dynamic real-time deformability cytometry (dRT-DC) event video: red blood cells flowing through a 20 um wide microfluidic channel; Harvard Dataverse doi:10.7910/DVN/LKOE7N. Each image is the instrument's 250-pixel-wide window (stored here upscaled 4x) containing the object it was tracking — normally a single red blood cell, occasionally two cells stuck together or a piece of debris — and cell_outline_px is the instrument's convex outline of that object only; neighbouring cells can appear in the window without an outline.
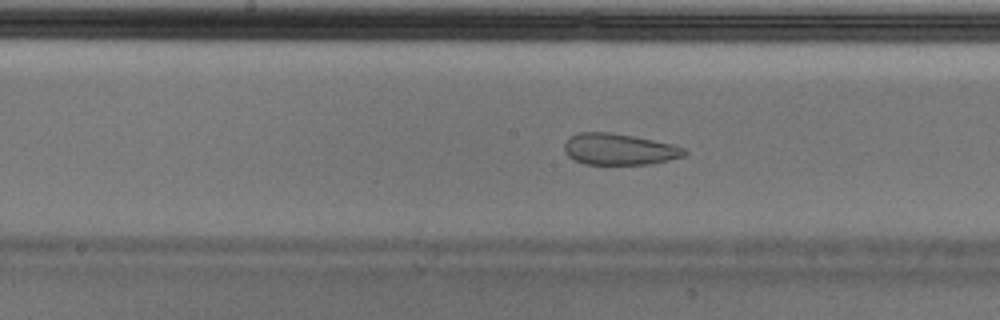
{"species": "Egyptian fruit bat (a non-hibernating species)", "species_latin": "Rousettus aegyptiacus", "temperature_condition": "cold", "stored_images_in_passage": 55, "camera_frame_rate_fps": 3000, "um_per_image_px": 0.085, "animal": {"sex": "male"}, "frame": {"image": 1, "passage_image": 27, "time_ms": 8.667, "image_size_px": [1000, 320], "cell_outline_px": [[688, 152], [684, 156], [652, 164], [584, 164], [568, 156], [564, 152], [564, 144], [576, 132], [612, 132], [672, 144], [684, 148]], "centroid_in_image_um": [52.62, 12.69], "position_along_channel_um": 195.6, "area_um2": 21.85}}
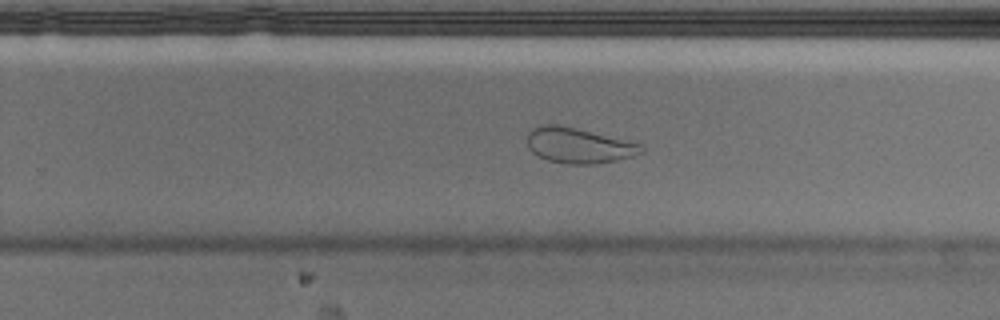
{"frame": {"image": 2, "passage_image": 34, "time_ms": 11.0, "image_size_px": [1000, 320], "cell_outline_px": [[644, 152], [632, 156], [616, 160], [592, 164], [568, 164], [548, 160], [532, 152], [528, 148], [528, 132], [532, 128], [540, 124], [556, 124], [576, 128], [644, 144]], "centroid_in_image_um": [49.2, 12.35], "position_along_channel_um": 280.6, "area_um2": 23.52}}
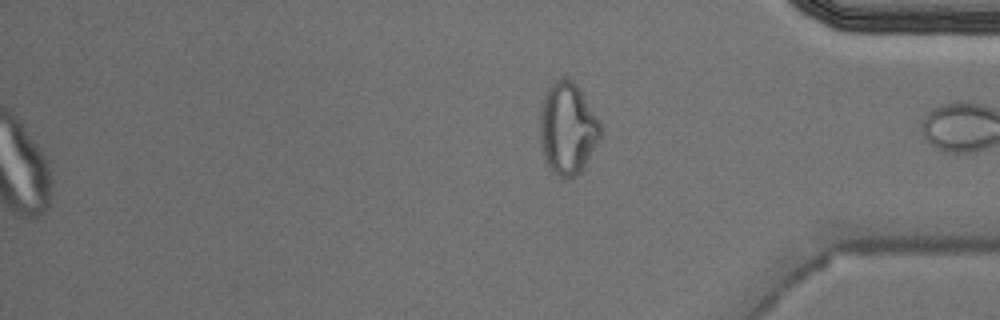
{"frame": {"image": 3, "passage_image": 55, "time_ms": 18.0, "image_size_px": [1000, 320], "cell_outline_px": [[604, 128], [600, 136], [580, 172], [576, 176], [560, 176], [548, 164], [540, 140], [540, 116], [544, 96], [548, 84], [556, 80], [572, 80], [580, 88], [604, 124]], "centroid_in_image_um": [48.29, 10.84], "position_along_channel_um": 386.9, "area_um2": 32.08}}